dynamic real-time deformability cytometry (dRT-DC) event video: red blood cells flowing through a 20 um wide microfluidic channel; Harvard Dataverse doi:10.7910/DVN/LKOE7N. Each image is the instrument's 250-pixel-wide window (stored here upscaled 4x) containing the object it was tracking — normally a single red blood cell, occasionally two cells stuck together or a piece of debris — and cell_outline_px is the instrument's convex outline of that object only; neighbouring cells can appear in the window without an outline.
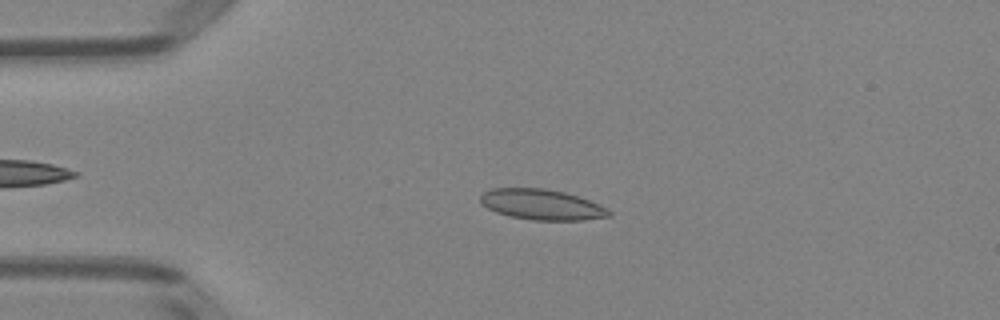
{"species": "Egyptian fruit bat (a non-hibernating species)", "species_latin": "Rousettus aegyptiacus", "temperature_condition": "room temperature", "stored_images_in_passage": 14, "camera_frame_rate_fps": 3000, "um_per_image_px": 0.085, "animal": {"sex": "female"}, "frame": {"image": 1, "passage_image": 14, "time_ms": 4.333, "image_size_px": [1000, 320], "cell_outline_px": [[612, 216], [584, 220], [532, 220], [508, 216], [496, 212], [480, 204], [480, 196], [484, 192], [492, 188], [544, 188], [564, 192], [588, 200], [608, 208], [612, 212]], "centroid_in_image_um": [46.04, 17.39], "position_along_channel_um": 39.0, "area_um2": 22.95}}